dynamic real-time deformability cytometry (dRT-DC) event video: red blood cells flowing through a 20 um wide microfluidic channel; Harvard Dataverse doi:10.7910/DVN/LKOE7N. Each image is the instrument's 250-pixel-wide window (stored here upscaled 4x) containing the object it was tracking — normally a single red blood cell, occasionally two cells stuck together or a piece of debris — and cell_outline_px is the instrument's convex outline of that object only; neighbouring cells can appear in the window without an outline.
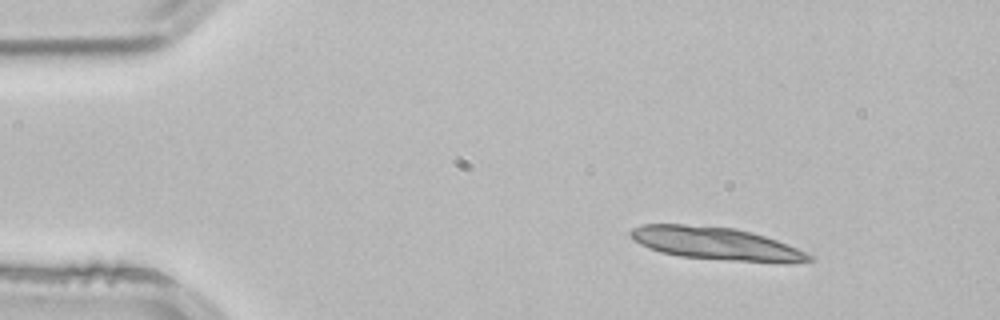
{"species": "common noctule bat (a hibernating species)", "species_latin": "Nyctalus noctula", "temperature_condition": "room temperature", "stored_images_in_passage": 3, "segment_of_instrument_passage": [1, 2], "camera_frame_rate_fps": 3000, "um_per_image_px": 0.085, "animal": {"sex": "male", "body_mass_g": 21.5, "forearm_length_mm": 52.0}, "frame": {"image": 1, "passage_image": 1, "time_ms": 0.0, "image_size_px": [1000, 320], "cell_outline_px": [[812, 260], [728, 260], [680, 256], [660, 252], [648, 248], [632, 240], [628, 232], [632, 228], [640, 224], [684, 224], [736, 228], [752, 232], [776, 240], [796, 248], [812, 256]], "centroid_in_image_um": [60.63, 20.65], "position_along_channel_um": 24.4, "area_um2": 32.95}}